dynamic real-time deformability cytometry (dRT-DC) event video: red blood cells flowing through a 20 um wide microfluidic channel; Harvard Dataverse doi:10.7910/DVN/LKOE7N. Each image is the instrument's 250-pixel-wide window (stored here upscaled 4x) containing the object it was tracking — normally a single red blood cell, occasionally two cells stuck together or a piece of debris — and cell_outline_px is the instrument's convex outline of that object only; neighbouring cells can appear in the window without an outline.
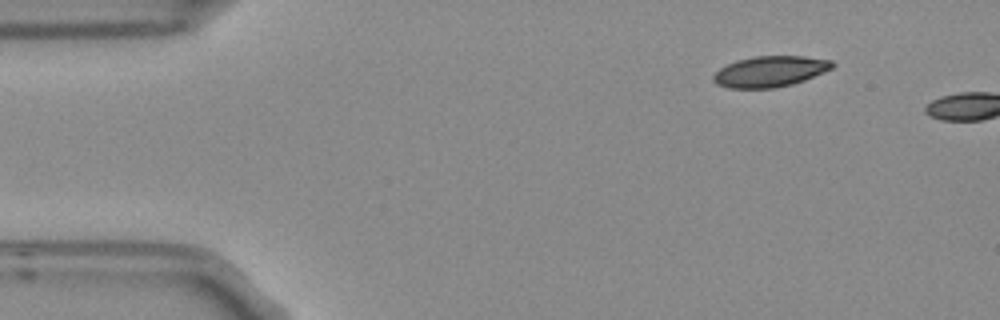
{"species": "Egyptian fruit bat (a non-hibernating species)", "species_latin": "Rousettus aegyptiacus", "temperature_condition": "room temperature", "stored_images_in_passage": 2, "camera_frame_rate_fps": 3000, "um_per_image_px": 0.085, "frame": {"image": 1, "passage_image": 1, "time_ms": 0.0, "image_size_px": [1000, 320], "cell_outline_px": [[836, 64], [832, 68], [824, 72], [804, 80], [792, 84], [772, 88], [728, 88], [716, 84], [712, 80], [712, 76], [720, 68], [736, 60], [752, 56], [804, 56], [832, 60]], "centroid_in_image_um": [65.45, 6.07], "position_along_channel_um": 19.6, "area_um2": 21.44}}